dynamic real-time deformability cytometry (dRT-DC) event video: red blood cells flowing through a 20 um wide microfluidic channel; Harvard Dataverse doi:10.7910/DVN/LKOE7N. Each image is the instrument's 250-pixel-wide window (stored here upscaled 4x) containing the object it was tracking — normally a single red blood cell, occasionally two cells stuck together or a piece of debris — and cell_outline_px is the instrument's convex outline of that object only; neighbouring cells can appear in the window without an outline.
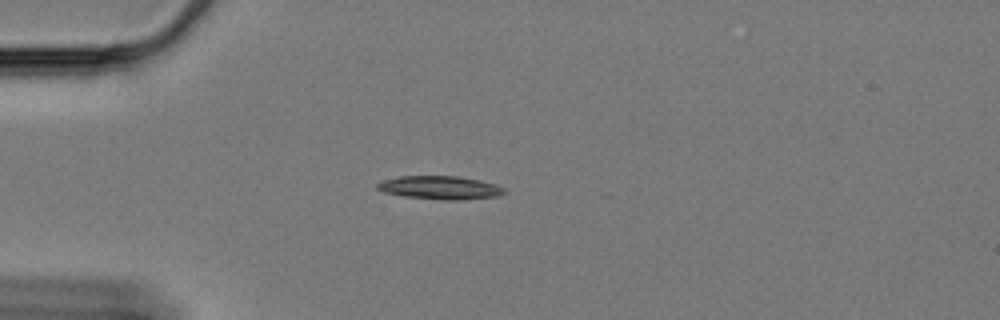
{"species": "Egyptian fruit bat (a non-hibernating species)", "species_latin": "Rousettus aegyptiacus", "temperature_condition": "cold", "stored_images_in_passage": 15, "camera_frame_rate_fps": 3000, "um_per_image_px": 0.085, "animal": {"sex": "female"}, "frame": {"image": 1, "passage_image": 1, "time_ms": 0.0, "image_size_px": [1000, 320], "cell_outline_px": [[504, 192], [496, 196], [460, 200], [448, 200], [404, 196], [384, 192], [376, 188], [376, 184], [384, 180], [400, 176], [456, 176], [480, 180], [496, 184], [504, 188]], "centroid_in_image_um": [37.39, 15.94], "position_along_channel_um": 47.6, "area_um2": 17.05}}
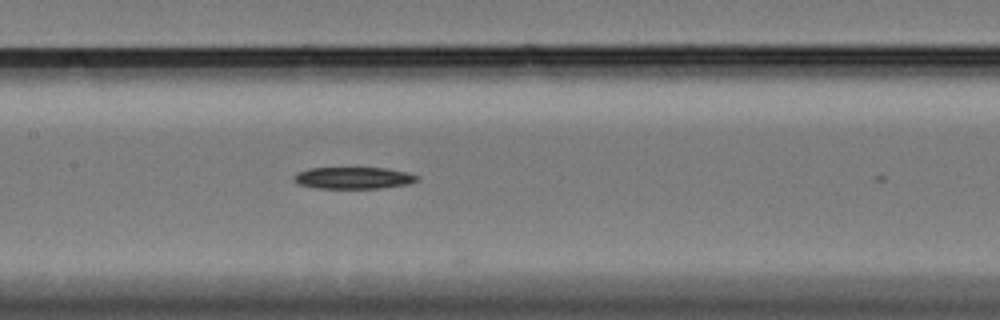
{"frame": {"image": 2, "passage_image": 14, "time_ms": 4.333, "image_size_px": [1000, 320], "cell_outline_px": [[420, 180], [408, 184], [380, 188], [316, 188], [296, 184], [292, 180], [292, 176], [296, 172], [308, 168], [388, 168], [408, 172], [420, 176]], "centroid_in_image_um": [30.02, 15.12], "position_along_channel_um": 177.4, "area_um2": 15.95}}